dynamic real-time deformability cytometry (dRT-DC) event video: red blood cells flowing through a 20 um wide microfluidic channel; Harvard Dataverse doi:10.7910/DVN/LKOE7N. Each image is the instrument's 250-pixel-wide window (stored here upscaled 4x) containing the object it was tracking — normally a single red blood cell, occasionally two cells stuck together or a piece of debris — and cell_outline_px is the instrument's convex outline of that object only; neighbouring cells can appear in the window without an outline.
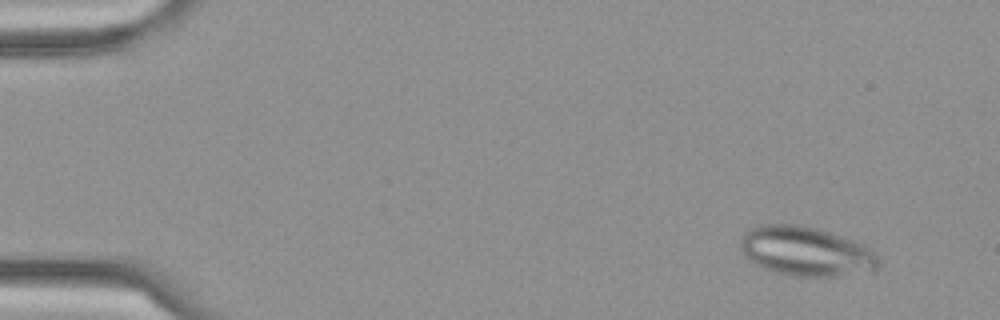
{"species": "Egyptian fruit bat (a non-hibernating species)", "species_latin": "Rousettus aegyptiacus", "temperature_condition": "cold", "stored_images_in_passage": 58, "camera_frame_rate_fps": 3000, "um_per_image_px": 0.085, "frame": {"image": 1, "passage_image": 5, "time_ms": 1.333, "image_size_px": [1000, 320], "cell_outline_px": [[880, 264], [876, 268], [836, 276], [796, 276], [776, 272], [764, 268], [756, 264], [740, 248], [740, 240], [744, 232], [752, 228], [764, 224], [796, 224], [816, 228], [840, 236], [860, 244], [868, 248], [880, 260]], "centroid_in_image_um": [68.45, 21.35], "position_along_channel_um": 16.5, "area_um2": 38.73}}
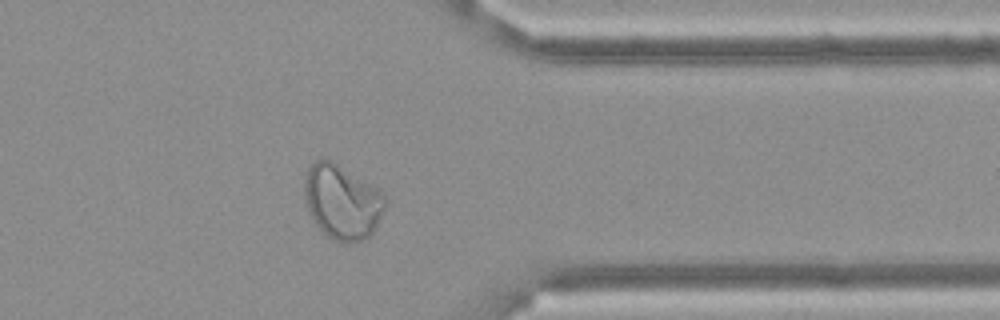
{"frame": {"image": 2, "passage_image": 47, "time_ms": 15.333, "image_size_px": [1000, 320], "cell_outline_px": [[388, 204], [376, 228], [368, 236], [360, 240], [348, 244], [344, 244], [328, 236], [312, 220], [304, 196], [304, 180], [308, 168], [316, 160], [332, 160], [376, 188], [388, 200]], "centroid_in_image_um": [29.09, 17.17], "position_along_channel_um": 382.3, "area_um2": 34.91}}
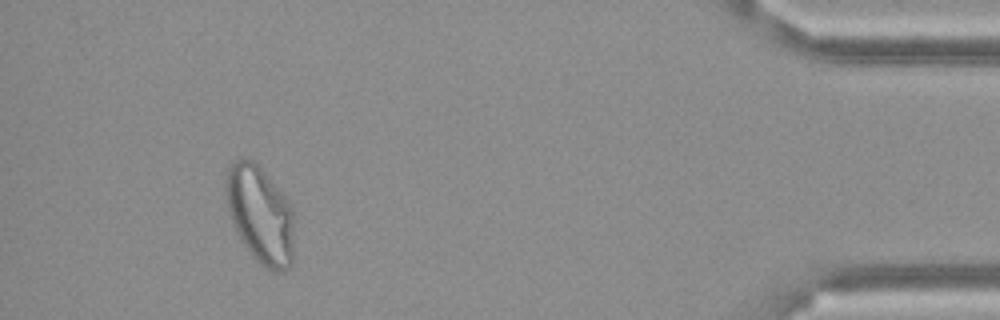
{"frame": {"image": 3, "passage_image": 54, "time_ms": 17.667, "image_size_px": [1000, 320], "cell_outline_px": [[292, 264], [284, 272], [272, 272], [252, 256], [240, 240], [228, 212], [224, 188], [224, 184], [228, 168], [236, 160], [252, 160], [264, 172], [288, 200], [292, 208]], "centroid_in_image_um": [22.09, 18.27], "position_along_channel_um": 413.1, "area_um2": 38.49}}